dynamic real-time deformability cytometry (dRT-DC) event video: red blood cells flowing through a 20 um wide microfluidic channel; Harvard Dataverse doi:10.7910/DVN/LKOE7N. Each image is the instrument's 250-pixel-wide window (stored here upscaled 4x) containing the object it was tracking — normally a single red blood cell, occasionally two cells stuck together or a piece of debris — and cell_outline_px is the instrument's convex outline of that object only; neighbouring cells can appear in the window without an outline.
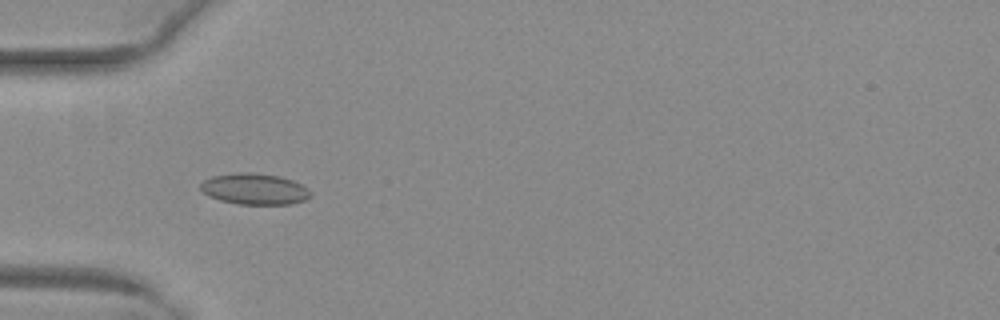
{"species": "common noctule bat (a hibernating species)", "species_latin": "Nyctalus noctula", "temperature_condition": "warm", "stored_images_in_passage": 39, "camera_frame_rate_fps": 3000, "um_per_image_px": 0.085, "animal": {"sex": "female", "body_mass_g": 29.2, "forearm_length_mm": 56.3}, "frame": {"image": 1, "passage_image": 4, "time_ms": 1.0, "image_size_px": [1000, 320], "cell_outline_px": [[312, 196], [304, 200], [292, 204], [240, 204], [220, 200], [208, 196], [200, 188], [200, 184], [204, 180], [212, 176], [240, 172], [252, 172], [280, 176], [292, 180], [308, 188], [312, 192]], "centroid_in_image_um": [21.66, 16.06], "position_along_channel_um": 63.3, "area_um2": 20.0}}
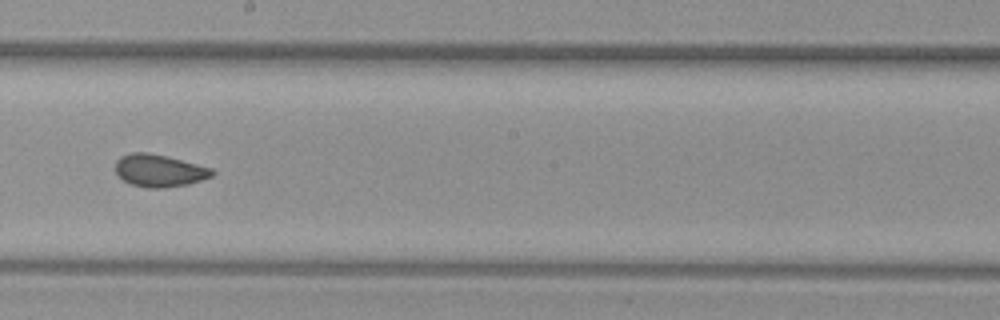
{"frame": {"image": 2, "passage_image": 17, "time_ms": 5.333, "image_size_px": [1000, 320], "cell_outline_px": [[216, 172], [212, 176], [188, 184], [164, 188], [148, 188], [128, 184], [116, 172], [116, 160], [120, 156], [132, 152], [148, 152], [212, 168]], "centroid_in_image_um": [13.52, 14.51], "position_along_channel_um": 234.7, "area_um2": 18.15}}
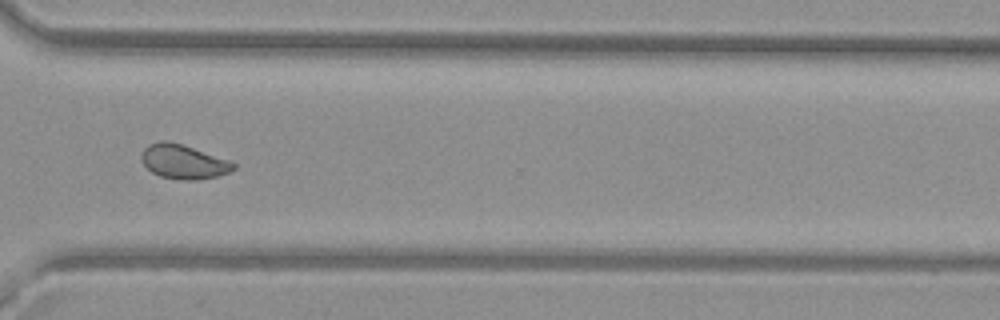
{"frame": {"image": 3, "passage_image": 26, "time_ms": 8.333, "image_size_px": [1000, 320], "cell_outline_px": [[236, 168], [228, 172], [216, 176], [196, 180], [180, 180], [160, 176], [152, 172], [140, 160], [140, 156], [144, 148], [148, 144], [160, 140], [164, 140], [180, 144], [228, 160], [236, 164]], "centroid_in_image_um": [15.55, 13.75], "position_along_channel_um": 355.1, "area_um2": 18.15}, "authors_computed_cell_mechanics": {"area_um2": 18.2648, "velocity_mm_per_s": 4.0089, "shape_relaxation_time_tau1_ms": 9.0221, "shape_relaxation_time_tau2_ms": 1.0949, "deformation_change_tau1": 0.1428, "deformation_change_tau2": 0.0393}}